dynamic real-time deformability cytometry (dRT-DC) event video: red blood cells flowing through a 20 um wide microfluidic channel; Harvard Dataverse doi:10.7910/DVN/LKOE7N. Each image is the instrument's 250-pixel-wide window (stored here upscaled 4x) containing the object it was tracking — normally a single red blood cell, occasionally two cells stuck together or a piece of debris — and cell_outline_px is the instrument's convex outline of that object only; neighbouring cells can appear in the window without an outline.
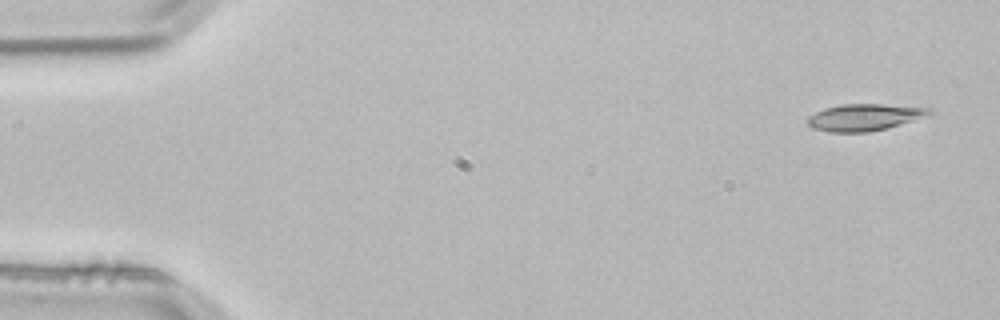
{"species": "common noctule bat (a hibernating species)", "species_latin": "Nyctalus noctula", "temperature_condition": "room temperature", "stored_images_in_passage": 3, "camera_frame_rate_fps": 3000, "um_per_image_px": 0.085, "animal": {"sex": "male", "body_mass_g": 21.5, "forearm_length_mm": 52.0}, "frame": {"image": 1, "passage_image": 1, "time_ms": 0.0, "image_size_px": [1000, 320], "cell_outline_px": [[936, 112], [932, 116], [868, 132], [828, 132], [812, 128], [804, 120], [808, 116], [824, 108], [844, 104], [880, 104], [932, 108]], "centroid_in_image_um": [73.51, 9.96], "position_along_channel_um": 11.5, "area_um2": 19.25}}
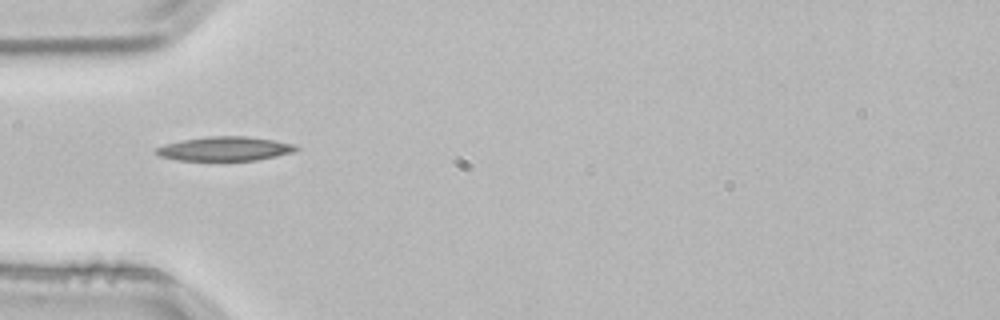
{"frame": {"image": 2, "passage_image": 3, "time_ms": 0.667, "image_size_px": [1000, 320], "cell_outline_px": [[300, 148], [292, 152], [276, 156], [256, 160], [176, 160], [160, 156], [156, 152], [156, 148], [164, 144], [184, 140], [208, 136], [244, 136], [272, 140], [296, 144]], "centroid_in_image_um": [19.13, 12.64], "position_along_channel_um": 65.9, "area_um2": 19.48}}